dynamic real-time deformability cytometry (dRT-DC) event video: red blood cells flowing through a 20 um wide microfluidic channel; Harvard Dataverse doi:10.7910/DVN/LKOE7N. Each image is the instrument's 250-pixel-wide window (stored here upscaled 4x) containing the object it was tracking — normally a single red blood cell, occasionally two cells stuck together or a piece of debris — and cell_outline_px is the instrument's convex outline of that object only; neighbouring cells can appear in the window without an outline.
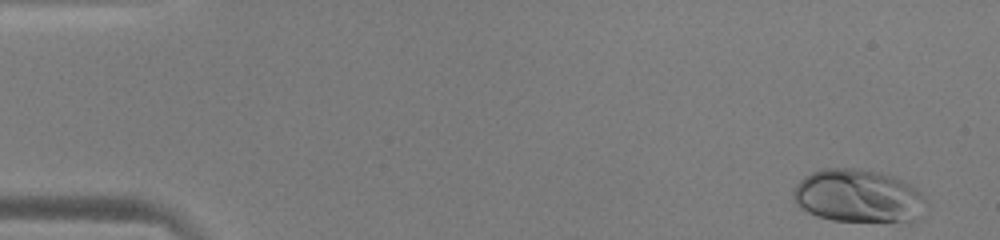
{"species": "human", "species_latin": "Homo sapiens", "temperature_condition": "warm", "stored_images_in_passage": 52, "segment_of_instrument_passage": [1, 2], "camera_frame_rate_fps": 3000, "um_per_image_px": 0.085, "donor": {"sex": "male"}, "frame": {"image": 1, "passage_image": 2, "time_ms": 0.333, "image_size_px": [1000, 240], "cell_outline_px": [[924, 200], [916, 220], [832, 220], [816, 216], [808, 212], [792, 196], [792, 192], [796, 184], [804, 176], [812, 172], [824, 168], [856, 168], [880, 172], [892, 176], [916, 188], [920, 192]], "centroid_in_image_um": [72.88, 16.62], "position_along_channel_um": 12.1, "area_um2": 40.06}}
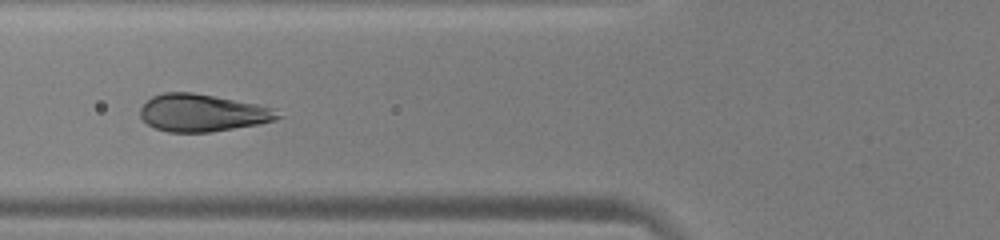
{"frame": {"image": 2, "passage_image": 20, "time_ms": 6.333, "image_size_px": [1000, 240], "cell_outline_px": [[284, 116], [276, 120], [260, 124], [212, 132], [168, 132], [156, 128], [148, 124], [140, 116], [140, 108], [152, 96], [164, 92], [192, 92], [256, 104], [272, 108]], "centroid_in_image_um": [17.22, 9.6], "position_along_channel_um": 108.6, "area_um2": 29.88}}
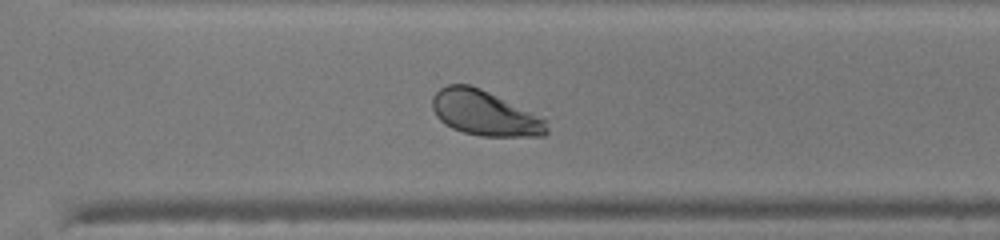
{"frame": {"image": 3, "passage_image": 37, "time_ms": 12.0, "image_size_px": [1000, 240], "cell_outline_px": [[548, 132], [544, 136], [480, 136], [464, 132], [452, 128], [444, 124], [436, 116], [432, 108], [432, 96], [440, 88], [448, 84], [468, 84], [480, 88], [544, 120], [548, 128]], "centroid_in_image_um": [41.11, 9.62], "position_along_channel_um": 329.5, "area_um2": 29.42}}